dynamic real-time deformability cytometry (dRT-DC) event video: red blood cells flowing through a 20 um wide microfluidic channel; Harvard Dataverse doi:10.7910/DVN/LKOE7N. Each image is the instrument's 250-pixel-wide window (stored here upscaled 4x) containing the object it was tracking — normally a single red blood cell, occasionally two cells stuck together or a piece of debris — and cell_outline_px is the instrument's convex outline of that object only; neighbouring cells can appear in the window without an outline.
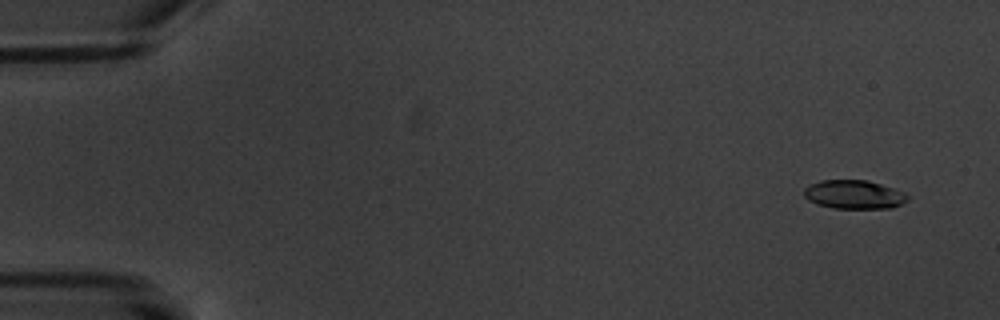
{"species": "common noctule bat (a hibernating species)", "species_latin": "Nyctalus noctula", "temperature_condition": "warm", "stored_images_in_passage": 6, "camera_frame_rate_fps": 3000, "um_per_image_px": 0.085, "animal": {"sex": "male", "body_mass_g": 20.1, "forearm_length_mm": 53.5}, "frame": {"image": 1, "passage_image": 2, "time_ms": 1.0, "image_size_px": [1000, 320], "cell_outline_px": [[908, 200], [892, 208], [832, 208], [816, 204], [808, 200], [804, 196], [804, 188], [808, 184], [820, 180], [868, 180], [904, 192], [908, 196]], "centroid_in_image_um": [72.55, 16.53], "position_along_channel_um": 12.5, "area_um2": 17.4}}
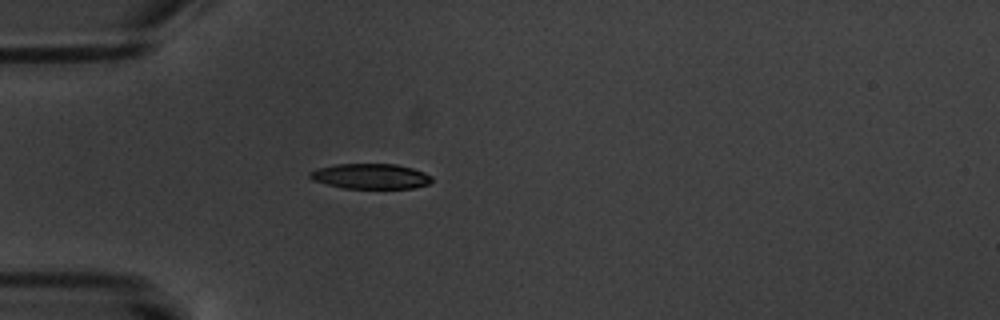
{"frame": {"image": 2, "passage_image": 6, "time_ms": 5.667, "image_size_px": [1000, 320], "cell_outline_px": [[432, 180], [428, 184], [412, 188], [344, 188], [312, 180], [308, 176], [308, 172], [316, 168], [336, 164], [396, 164], [412, 168], [424, 172], [432, 176]], "centroid_in_image_um": [31.47, 14.97], "position_along_channel_um": 53.5, "area_um2": 17.92}}